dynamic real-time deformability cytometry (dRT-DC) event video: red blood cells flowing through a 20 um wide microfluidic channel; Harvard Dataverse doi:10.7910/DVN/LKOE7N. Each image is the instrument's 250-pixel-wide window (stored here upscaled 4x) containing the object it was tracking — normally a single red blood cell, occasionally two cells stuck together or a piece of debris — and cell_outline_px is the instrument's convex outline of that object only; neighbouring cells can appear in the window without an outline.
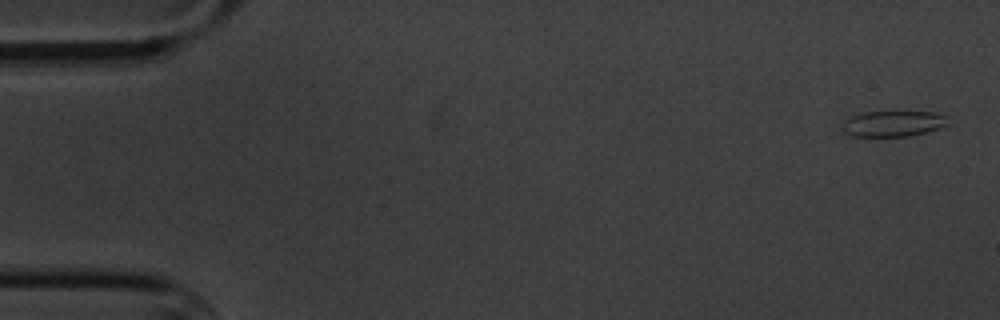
{"species": "common noctule bat (a hibernating species)", "species_latin": "Nyctalus noctula", "temperature_condition": "cold", "stored_images_in_passage": 15, "camera_frame_rate_fps": 3000, "um_per_image_px": 0.085, "animal": {"sex": "male", "body_mass_g": 20.1, "forearm_length_mm": 53.5}, "frame": {"image": 1, "passage_image": 1, "time_ms": 0.0, "image_size_px": [1000, 320], "cell_outline_px": [[948, 124], [940, 128], [908, 136], [852, 136], [844, 132], [840, 128], [840, 124], [848, 116], [860, 112], [936, 112], [944, 116]], "centroid_in_image_um": [75.81, 10.5], "position_along_channel_um": 9.2, "area_um2": 15.95}}
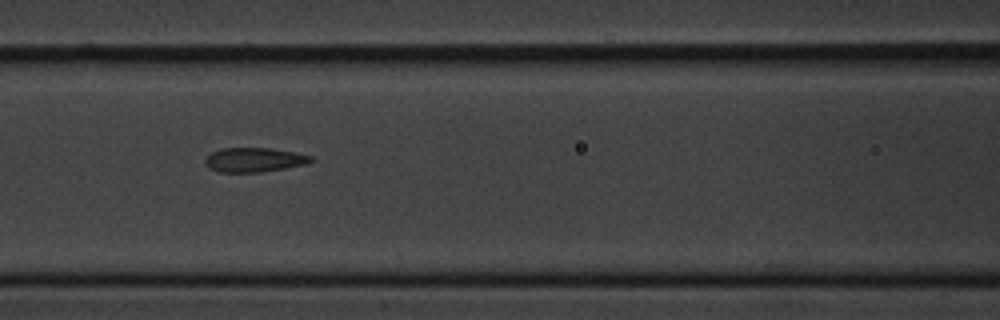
{"frame": {"image": 2, "passage_image": 7, "time_ms": 7.667, "image_size_px": [1000, 320], "cell_outline_px": [[316, 160], [308, 164], [260, 172], [216, 172], [208, 168], [204, 164], [204, 160], [212, 152], [220, 148], [268, 148], [296, 152], [312, 156]], "centroid_in_image_um": [21.61, 13.59], "position_along_channel_um": 145.0, "area_um2": 15.2}}
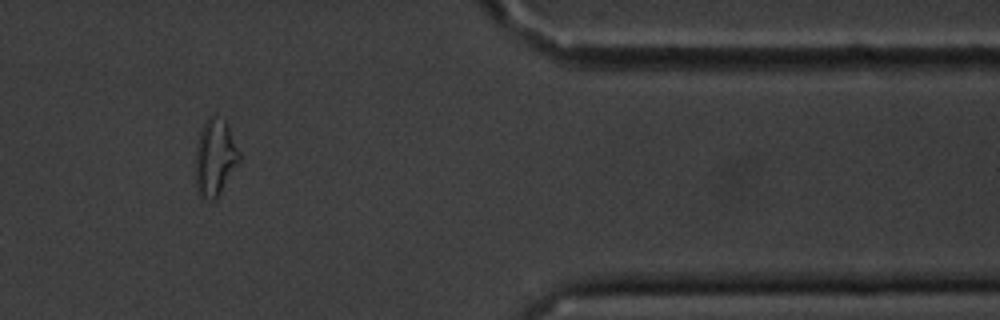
{"frame": {"image": 3, "passage_image": 13, "time_ms": 15.667, "image_size_px": [1000, 320], "cell_outline_px": [[240, 160], [216, 200], [200, 200], [196, 192], [196, 148], [200, 128], [208, 116], [212, 116], [224, 120], [240, 152]], "centroid_in_image_um": [18.25, 13.45], "position_along_channel_um": 393.2, "area_um2": 19.65}, "authors_computed_cell_mechanics": {"area_um2": 15.9528, "velocity_mm_per_s": 3.4191, "shape_relaxation_time_tau1_ms": 4.2597, "shape_relaxation_time_tau2_ms": 1.0831, "deformation_change_tau1": 0.1157, "deformation_change_tau2": 0.049}}